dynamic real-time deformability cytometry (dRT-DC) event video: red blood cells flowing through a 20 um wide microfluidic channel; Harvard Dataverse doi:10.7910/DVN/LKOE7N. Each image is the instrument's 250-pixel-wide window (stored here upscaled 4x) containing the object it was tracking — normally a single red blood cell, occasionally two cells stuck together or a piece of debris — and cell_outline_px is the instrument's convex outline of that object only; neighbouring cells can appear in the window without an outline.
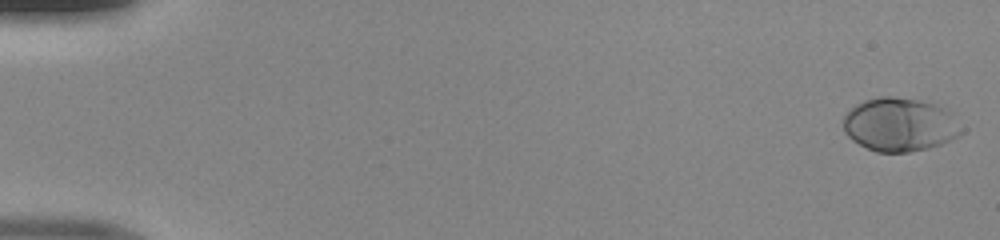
{"species": "human", "species_latin": "Homo sapiens", "temperature_condition": "room temperature", "stored_images_in_passage": 49, "camera_frame_rate_fps": 3000, "um_per_image_px": 0.085, "donor": {"sex": "male"}, "frame": {"image": 1, "passage_image": 1, "time_ms": 0.0, "image_size_px": [1000, 240], "cell_outline_px": [[968, 128], [964, 132], [940, 144], [928, 148], [908, 152], [876, 152], [852, 140], [844, 132], [844, 116], [856, 104], [864, 100], [880, 96], [892, 96], [928, 100], [936, 104], [948, 112]], "centroid_in_image_um": [76.52, 10.57], "position_along_channel_um": 8.5, "area_um2": 37.17}}
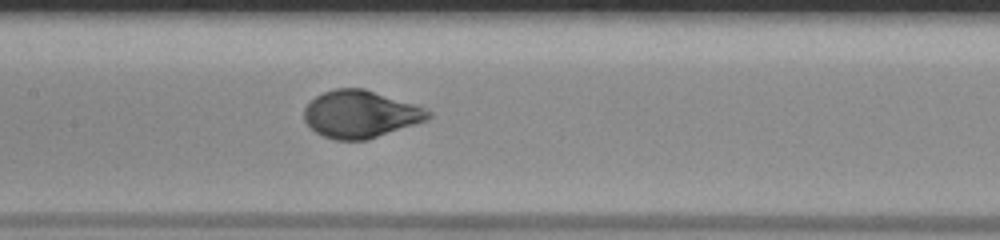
{"frame": {"image": 2, "passage_image": 25, "time_ms": 8.0, "image_size_px": [1000, 240], "cell_outline_px": [[432, 116], [428, 120], [368, 140], [336, 140], [324, 136], [316, 132], [304, 120], [304, 108], [316, 96], [324, 92], [336, 88], [364, 88], [416, 104], [432, 112]], "centroid_in_image_um": [30.67, 9.7], "position_along_channel_um": 176.7, "area_um2": 34.33}}
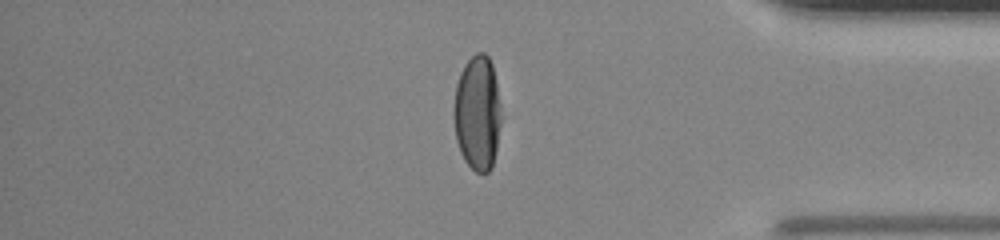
{"frame": {"image": 3, "passage_image": 42, "time_ms": 13.667, "image_size_px": [1000, 240], "cell_outline_px": [[500, 124], [496, 152], [492, 168], [488, 172], [476, 172], [464, 160], [460, 152], [456, 140], [452, 112], [456, 84], [460, 72], [464, 64], [476, 52], [484, 52], [488, 56], [492, 64], [500, 104]], "centroid_in_image_um": [40.56, 9.6], "position_along_channel_um": 394.6, "area_um2": 31.96}}